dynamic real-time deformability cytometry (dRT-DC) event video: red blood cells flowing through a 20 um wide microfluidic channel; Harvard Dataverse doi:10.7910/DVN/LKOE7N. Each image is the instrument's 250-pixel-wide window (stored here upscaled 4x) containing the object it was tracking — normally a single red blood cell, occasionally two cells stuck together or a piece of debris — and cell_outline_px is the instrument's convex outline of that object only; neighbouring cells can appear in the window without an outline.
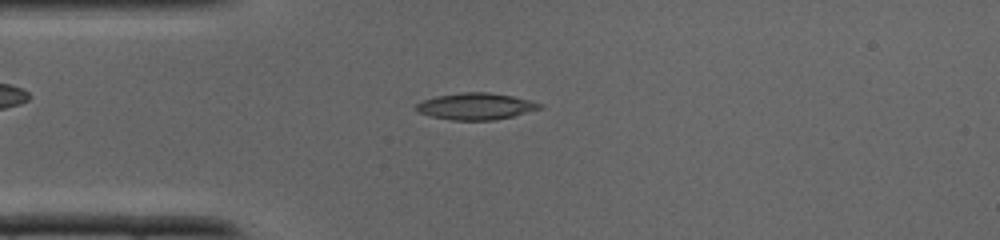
{"species": "common noctule bat (a hibernating species)", "species_latin": "Nyctalus noctula", "temperature_condition": "cold", "stored_images_in_passage": 36, "camera_frame_rate_fps": 3000, "um_per_image_px": 0.085, "animal": {"sex": "male", "body_mass_g": 19.0, "forearm_length_mm": 50.8}, "frame": {"image": 1, "passage_image": 8, "time_ms": 2.333, "image_size_px": [1000, 240], "cell_outline_px": [[544, 108], [512, 116], [492, 120], [452, 120], [432, 116], [420, 112], [416, 108], [416, 104], [420, 100], [436, 96], [460, 92], [488, 92], [512, 96], [544, 104]], "centroid_in_image_um": [40.46, 9.02], "position_along_channel_um": 44.5, "area_um2": 19.13}}
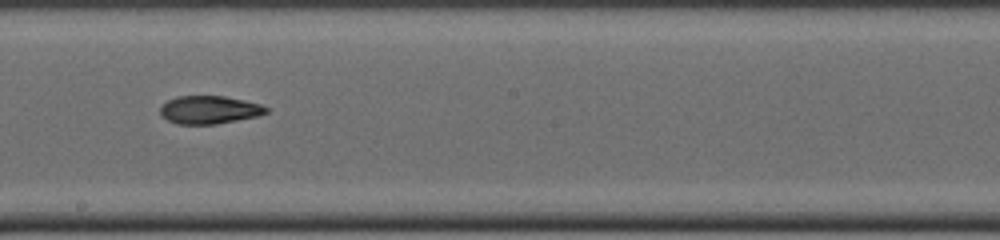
{"frame": {"image": 2, "passage_image": 19, "time_ms": 6.0, "image_size_px": [1000, 240], "cell_outline_px": [[268, 112], [256, 116], [216, 124], [176, 124], [168, 120], [160, 112], [160, 108], [168, 100], [176, 96], [224, 96], [244, 100], [260, 104], [268, 108]], "centroid_in_image_um": [17.79, 9.33], "position_along_channel_um": 230.4, "area_um2": 17.11}}
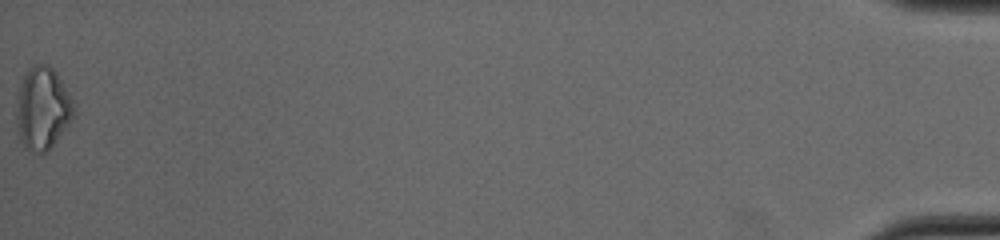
{"frame": {"image": 3, "passage_image": 36, "time_ms": 11.667, "image_size_px": [1000, 240], "cell_outline_px": [[72, 116], [52, 148], [48, 152], [40, 156], [24, 148], [20, 140], [16, 120], [16, 112], [20, 84], [28, 68], [32, 64], [48, 64], [56, 72], [68, 92], [72, 100]], "centroid_in_image_um": [3.58, 9.25], "position_along_channel_um": 431.6, "area_um2": 27.46}}